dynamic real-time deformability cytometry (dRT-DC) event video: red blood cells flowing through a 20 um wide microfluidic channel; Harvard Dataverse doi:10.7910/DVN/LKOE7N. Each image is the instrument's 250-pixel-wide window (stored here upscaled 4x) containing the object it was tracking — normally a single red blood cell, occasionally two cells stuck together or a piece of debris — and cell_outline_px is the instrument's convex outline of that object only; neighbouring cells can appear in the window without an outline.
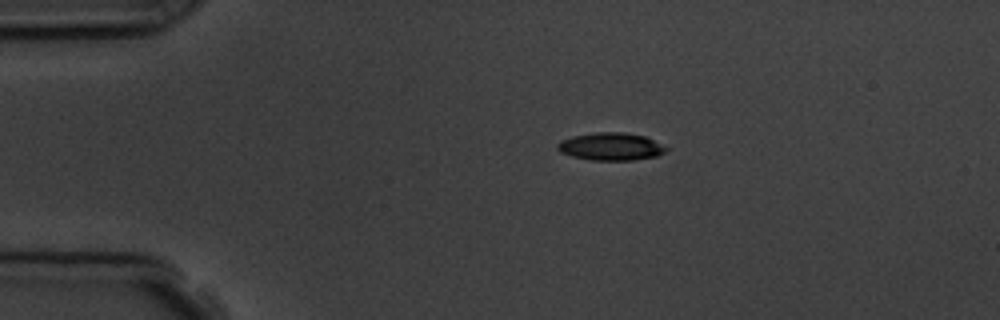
{"species": "common noctule bat (a hibernating species)", "species_latin": "Nyctalus noctula", "temperature_condition": "room temperature", "stored_images_in_passage": 4, "camera_frame_rate_fps": 3000, "um_per_image_px": 0.085, "animal": {"sex": "male", "body_mass_g": 19.5, "forearm_length_mm": 54.6}, "frame": {"image": 1, "passage_image": 2, "time_ms": 1.333, "image_size_px": [1000, 320], "cell_outline_px": [[668, 148], [664, 152], [656, 156], [632, 160], [592, 160], [572, 156], [560, 152], [556, 148], [556, 144], [560, 140], [572, 136], [596, 132], [620, 132], [644, 136]], "centroid_in_image_um": [51.86, 12.45], "position_along_channel_um": 33.1, "area_um2": 17.34}}